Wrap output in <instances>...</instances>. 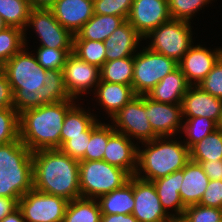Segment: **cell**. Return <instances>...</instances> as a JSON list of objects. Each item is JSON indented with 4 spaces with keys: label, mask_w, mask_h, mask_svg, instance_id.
Here are the masks:
<instances>
[{
    "label": "cell",
    "mask_w": 222,
    "mask_h": 222,
    "mask_svg": "<svg viewBox=\"0 0 222 222\" xmlns=\"http://www.w3.org/2000/svg\"><path fill=\"white\" fill-rule=\"evenodd\" d=\"M190 159L200 163L201 161H217L222 159V129L218 128L190 149Z\"/></svg>",
    "instance_id": "30"
},
{
    "label": "cell",
    "mask_w": 222,
    "mask_h": 222,
    "mask_svg": "<svg viewBox=\"0 0 222 222\" xmlns=\"http://www.w3.org/2000/svg\"><path fill=\"white\" fill-rule=\"evenodd\" d=\"M13 108V93L4 72L0 74V109Z\"/></svg>",
    "instance_id": "44"
},
{
    "label": "cell",
    "mask_w": 222,
    "mask_h": 222,
    "mask_svg": "<svg viewBox=\"0 0 222 222\" xmlns=\"http://www.w3.org/2000/svg\"><path fill=\"white\" fill-rule=\"evenodd\" d=\"M138 147L125 134L115 131L108 139L103 160L134 176L137 170Z\"/></svg>",
    "instance_id": "19"
},
{
    "label": "cell",
    "mask_w": 222,
    "mask_h": 222,
    "mask_svg": "<svg viewBox=\"0 0 222 222\" xmlns=\"http://www.w3.org/2000/svg\"><path fill=\"white\" fill-rule=\"evenodd\" d=\"M182 181L183 169L152 181L163 209L170 216L182 215L186 209L179 195ZM170 208L175 213H170Z\"/></svg>",
    "instance_id": "24"
},
{
    "label": "cell",
    "mask_w": 222,
    "mask_h": 222,
    "mask_svg": "<svg viewBox=\"0 0 222 222\" xmlns=\"http://www.w3.org/2000/svg\"><path fill=\"white\" fill-rule=\"evenodd\" d=\"M28 26L33 28L43 47L54 49H73L74 35L65 29L53 15L50 9L32 8L24 30V42L26 46V31Z\"/></svg>",
    "instance_id": "11"
},
{
    "label": "cell",
    "mask_w": 222,
    "mask_h": 222,
    "mask_svg": "<svg viewBox=\"0 0 222 222\" xmlns=\"http://www.w3.org/2000/svg\"><path fill=\"white\" fill-rule=\"evenodd\" d=\"M102 214H132L134 209L133 176L129 181L97 199Z\"/></svg>",
    "instance_id": "25"
},
{
    "label": "cell",
    "mask_w": 222,
    "mask_h": 222,
    "mask_svg": "<svg viewBox=\"0 0 222 222\" xmlns=\"http://www.w3.org/2000/svg\"><path fill=\"white\" fill-rule=\"evenodd\" d=\"M208 183L209 178L201 165L190 159L183 168V181L179 190L183 205L188 207L199 204Z\"/></svg>",
    "instance_id": "21"
},
{
    "label": "cell",
    "mask_w": 222,
    "mask_h": 222,
    "mask_svg": "<svg viewBox=\"0 0 222 222\" xmlns=\"http://www.w3.org/2000/svg\"><path fill=\"white\" fill-rule=\"evenodd\" d=\"M167 222H190L188 218L182 214V215H172L170 216L169 220Z\"/></svg>",
    "instance_id": "50"
},
{
    "label": "cell",
    "mask_w": 222,
    "mask_h": 222,
    "mask_svg": "<svg viewBox=\"0 0 222 222\" xmlns=\"http://www.w3.org/2000/svg\"><path fill=\"white\" fill-rule=\"evenodd\" d=\"M33 189L31 150L21 140L0 145V196L23 197Z\"/></svg>",
    "instance_id": "5"
},
{
    "label": "cell",
    "mask_w": 222,
    "mask_h": 222,
    "mask_svg": "<svg viewBox=\"0 0 222 222\" xmlns=\"http://www.w3.org/2000/svg\"><path fill=\"white\" fill-rule=\"evenodd\" d=\"M3 72V66L0 65V74Z\"/></svg>",
    "instance_id": "53"
},
{
    "label": "cell",
    "mask_w": 222,
    "mask_h": 222,
    "mask_svg": "<svg viewBox=\"0 0 222 222\" xmlns=\"http://www.w3.org/2000/svg\"><path fill=\"white\" fill-rule=\"evenodd\" d=\"M133 69L134 56L106 61L100 68V81L132 86Z\"/></svg>",
    "instance_id": "29"
},
{
    "label": "cell",
    "mask_w": 222,
    "mask_h": 222,
    "mask_svg": "<svg viewBox=\"0 0 222 222\" xmlns=\"http://www.w3.org/2000/svg\"><path fill=\"white\" fill-rule=\"evenodd\" d=\"M182 133L187 136L185 145L190 149L194 144L218 129L217 123L207 117L183 118Z\"/></svg>",
    "instance_id": "33"
},
{
    "label": "cell",
    "mask_w": 222,
    "mask_h": 222,
    "mask_svg": "<svg viewBox=\"0 0 222 222\" xmlns=\"http://www.w3.org/2000/svg\"><path fill=\"white\" fill-rule=\"evenodd\" d=\"M191 22L170 19L150 31L143 39L149 38L147 48L153 52L174 59L177 63L187 53L193 43Z\"/></svg>",
    "instance_id": "7"
},
{
    "label": "cell",
    "mask_w": 222,
    "mask_h": 222,
    "mask_svg": "<svg viewBox=\"0 0 222 222\" xmlns=\"http://www.w3.org/2000/svg\"><path fill=\"white\" fill-rule=\"evenodd\" d=\"M133 0H93L94 14L113 15L127 20Z\"/></svg>",
    "instance_id": "39"
},
{
    "label": "cell",
    "mask_w": 222,
    "mask_h": 222,
    "mask_svg": "<svg viewBox=\"0 0 222 222\" xmlns=\"http://www.w3.org/2000/svg\"><path fill=\"white\" fill-rule=\"evenodd\" d=\"M125 21L123 17L94 14L74 35L73 39L103 42Z\"/></svg>",
    "instance_id": "26"
},
{
    "label": "cell",
    "mask_w": 222,
    "mask_h": 222,
    "mask_svg": "<svg viewBox=\"0 0 222 222\" xmlns=\"http://www.w3.org/2000/svg\"><path fill=\"white\" fill-rule=\"evenodd\" d=\"M25 46L24 30L7 27L0 32V65L4 64Z\"/></svg>",
    "instance_id": "35"
},
{
    "label": "cell",
    "mask_w": 222,
    "mask_h": 222,
    "mask_svg": "<svg viewBox=\"0 0 222 222\" xmlns=\"http://www.w3.org/2000/svg\"><path fill=\"white\" fill-rule=\"evenodd\" d=\"M199 164L209 180H222V159L217 161H201Z\"/></svg>",
    "instance_id": "45"
},
{
    "label": "cell",
    "mask_w": 222,
    "mask_h": 222,
    "mask_svg": "<svg viewBox=\"0 0 222 222\" xmlns=\"http://www.w3.org/2000/svg\"><path fill=\"white\" fill-rule=\"evenodd\" d=\"M145 112L151 128L158 137H174L182 131L181 104L161 103L145 95Z\"/></svg>",
    "instance_id": "15"
},
{
    "label": "cell",
    "mask_w": 222,
    "mask_h": 222,
    "mask_svg": "<svg viewBox=\"0 0 222 222\" xmlns=\"http://www.w3.org/2000/svg\"><path fill=\"white\" fill-rule=\"evenodd\" d=\"M24 46L3 66L13 93V108L18 114L72 99L65 88L62 70H45Z\"/></svg>",
    "instance_id": "1"
},
{
    "label": "cell",
    "mask_w": 222,
    "mask_h": 222,
    "mask_svg": "<svg viewBox=\"0 0 222 222\" xmlns=\"http://www.w3.org/2000/svg\"><path fill=\"white\" fill-rule=\"evenodd\" d=\"M33 188L68 201L80 198L79 161L60 149L32 152Z\"/></svg>",
    "instance_id": "2"
},
{
    "label": "cell",
    "mask_w": 222,
    "mask_h": 222,
    "mask_svg": "<svg viewBox=\"0 0 222 222\" xmlns=\"http://www.w3.org/2000/svg\"><path fill=\"white\" fill-rule=\"evenodd\" d=\"M131 175L104 160L79 161V186L82 198L98 199L126 184Z\"/></svg>",
    "instance_id": "6"
},
{
    "label": "cell",
    "mask_w": 222,
    "mask_h": 222,
    "mask_svg": "<svg viewBox=\"0 0 222 222\" xmlns=\"http://www.w3.org/2000/svg\"><path fill=\"white\" fill-rule=\"evenodd\" d=\"M7 27H8L7 24L4 22L3 18L0 16V32L6 29Z\"/></svg>",
    "instance_id": "51"
},
{
    "label": "cell",
    "mask_w": 222,
    "mask_h": 222,
    "mask_svg": "<svg viewBox=\"0 0 222 222\" xmlns=\"http://www.w3.org/2000/svg\"><path fill=\"white\" fill-rule=\"evenodd\" d=\"M73 49H54L39 46L35 54L38 64L45 70H63L66 59Z\"/></svg>",
    "instance_id": "37"
},
{
    "label": "cell",
    "mask_w": 222,
    "mask_h": 222,
    "mask_svg": "<svg viewBox=\"0 0 222 222\" xmlns=\"http://www.w3.org/2000/svg\"><path fill=\"white\" fill-rule=\"evenodd\" d=\"M146 115L145 95H137L111 118V124L115 131L125 134L133 141V138L137 142L139 140V143L151 141L158 136Z\"/></svg>",
    "instance_id": "9"
},
{
    "label": "cell",
    "mask_w": 222,
    "mask_h": 222,
    "mask_svg": "<svg viewBox=\"0 0 222 222\" xmlns=\"http://www.w3.org/2000/svg\"><path fill=\"white\" fill-rule=\"evenodd\" d=\"M32 8L50 9L57 0H28Z\"/></svg>",
    "instance_id": "49"
},
{
    "label": "cell",
    "mask_w": 222,
    "mask_h": 222,
    "mask_svg": "<svg viewBox=\"0 0 222 222\" xmlns=\"http://www.w3.org/2000/svg\"><path fill=\"white\" fill-rule=\"evenodd\" d=\"M141 144L146 148L141 150L138 146L135 176L142 180L152 182L166 177L182 170L190 160L189 148L182 140H173V137H158Z\"/></svg>",
    "instance_id": "4"
},
{
    "label": "cell",
    "mask_w": 222,
    "mask_h": 222,
    "mask_svg": "<svg viewBox=\"0 0 222 222\" xmlns=\"http://www.w3.org/2000/svg\"><path fill=\"white\" fill-rule=\"evenodd\" d=\"M101 108L112 118L122 107L129 103L135 94L131 85L100 81L94 91Z\"/></svg>",
    "instance_id": "22"
},
{
    "label": "cell",
    "mask_w": 222,
    "mask_h": 222,
    "mask_svg": "<svg viewBox=\"0 0 222 222\" xmlns=\"http://www.w3.org/2000/svg\"><path fill=\"white\" fill-rule=\"evenodd\" d=\"M213 0H168L171 19L190 22L195 13Z\"/></svg>",
    "instance_id": "38"
},
{
    "label": "cell",
    "mask_w": 222,
    "mask_h": 222,
    "mask_svg": "<svg viewBox=\"0 0 222 222\" xmlns=\"http://www.w3.org/2000/svg\"><path fill=\"white\" fill-rule=\"evenodd\" d=\"M101 222H139L132 214H102Z\"/></svg>",
    "instance_id": "47"
},
{
    "label": "cell",
    "mask_w": 222,
    "mask_h": 222,
    "mask_svg": "<svg viewBox=\"0 0 222 222\" xmlns=\"http://www.w3.org/2000/svg\"><path fill=\"white\" fill-rule=\"evenodd\" d=\"M0 222H25L22 211L17 208L11 214L5 216Z\"/></svg>",
    "instance_id": "48"
},
{
    "label": "cell",
    "mask_w": 222,
    "mask_h": 222,
    "mask_svg": "<svg viewBox=\"0 0 222 222\" xmlns=\"http://www.w3.org/2000/svg\"><path fill=\"white\" fill-rule=\"evenodd\" d=\"M50 10L73 35L94 15L93 0H57Z\"/></svg>",
    "instance_id": "18"
},
{
    "label": "cell",
    "mask_w": 222,
    "mask_h": 222,
    "mask_svg": "<svg viewBox=\"0 0 222 222\" xmlns=\"http://www.w3.org/2000/svg\"><path fill=\"white\" fill-rule=\"evenodd\" d=\"M217 126H218V128L222 129V109H221V115H220L219 121L217 123Z\"/></svg>",
    "instance_id": "52"
},
{
    "label": "cell",
    "mask_w": 222,
    "mask_h": 222,
    "mask_svg": "<svg viewBox=\"0 0 222 222\" xmlns=\"http://www.w3.org/2000/svg\"><path fill=\"white\" fill-rule=\"evenodd\" d=\"M80 108L76 103L67 111L61 129V146L70 137L84 136V132L97 120L92 113Z\"/></svg>",
    "instance_id": "27"
},
{
    "label": "cell",
    "mask_w": 222,
    "mask_h": 222,
    "mask_svg": "<svg viewBox=\"0 0 222 222\" xmlns=\"http://www.w3.org/2000/svg\"><path fill=\"white\" fill-rule=\"evenodd\" d=\"M104 42L73 39V53L83 61L101 68L106 62Z\"/></svg>",
    "instance_id": "34"
},
{
    "label": "cell",
    "mask_w": 222,
    "mask_h": 222,
    "mask_svg": "<svg viewBox=\"0 0 222 222\" xmlns=\"http://www.w3.org/2000/svg\"><path fill=\"white\" fill-rule=\"evenodd\" d=\"M91 135V126L84 132V136L70 137L59 149L71 158L80 161L86 151Z\"/></svg>",
    "instance_id": "42"
},
{
    "label": "cell",
    "mask_w": 222,
    "mask_h": 222,
    "mask_svg": "<svg viewBox=\"0 0 222 222\" xmlns=\"http://www.w3.org/2000/svg\"><path fill=\"white\" fill-rule=\"evenodd\" d=\"M134 209L139 222H167L170 215L163 209L153 182L133 176Z\"/></svg>",
    "instance_id": "13"
},
{
    "label": "cell",
    "mask_w": 222,
    "mask_h": 222,
    "mask_svg": "<svg viewBox=\"0 0 222 222\" xmlns=\"http://www.w3.org/2000/svg\"><path fill=\"white\" fill-rule=\"evenodd\" d=\"M63 79L69 96L77 99L84 93L96 89L100 82V68L80 59L73 52L69 54L63 66Z\"/></svg>",
    "instance_id": "12"
},
{
    "label": "cell",
    "mask_w": 222,
    "mask_h": 222,
    "mask_svg": "<svg viewBox=\"0 0 222 222\" xmlns=\"http://www.w3.org/2000/svg\"><path fill=\"white\" fill-rule=\"evenodd\" d=\"M75 99L44 104L19 114L20 140L31 152L61 147V129Z\"/></svg>",
    "instance_id": "3"
},
{
    "label": "cell",
    "mask_w": 222,
    "mask_h": 222,
    "mask_svg": "<svg viewBox=\"0 0 222 222\" xmlns=\"http://www.w3.org/2000/svg\"><path fill=\"white\" fill-rule=\"evenodd\" d=\"M97 119L91 125V135L81 160H103L109 137L115 132L112 125L102 123Z\"/></svg>",
    "instance_id": "31"
},
{
    "label": "cell",
    "mask_w": 222,
    "mask_h": 222,
    "mask_svg": "<svg viewBox=\"0 0 222 222\" xmlns=\"http://www.w3.org/2000/svg\"><path fill=\"white\" fill-rule=\"evenodd\" d=\"M18 200L0 196V221L18 208Z\"/></svg>",
    "instance_id": "46"
},
{
    "label": "cell",
    "mask_w": 222,
    "mask_h": 222,
    "mask_svg": "<svg viewBox=\"0 0 222 222\" xmlns=\"http://www.w3.org/2000/svg\"><path fill=\"white\" fill-rule=\"evenodd\" d=\"M222 57V48L211 51L202 45H192L178 62V67L190 85H198Z\"/></svg>",
    "instance_id": "16"
},
{
    "label": "cell",
    "mask_w": 222,
    "mask_h": 222,
    "mask_svg": "<svg viewBox=\"0 0 222 222\" xmlns=\"http://www.w3.org/2000/svg\"><path fill=\"white\" fill-rule=\"evenodd\" d=\"M199 204L222 209V180H209L207 189Z\"/></svg>",
    "instance_id": "43"
},
{
    "label": "cell",
    "mask_w": 222,
    "mask_h": 222,
    "mask_svg": "<svg viewBox=\"0 0 222 222\" xmlns=\"http://www.w3.org/2000/svg\"><path fill=\"white\" fill-rule=\"evenodd\" d=\"M198 86L212 96L222 99V57Z\"/></svg>",
    "instance_id": "41"
},
{
    "label": "cell",
    "mask_w": 222,
    "mask_h": 222,
    "mask_svg": "<svg viewBox=\"0 0 222 222\" xmlns=\"http://www.w3.org/2000/svg\"><path fill=\"white\" fill-rule=\"evenodd\" d=\"M142 40L143 37L126 20L103 41L106 47V61L134 56Z\"/></svg>",
    "instance_id": "20"
},
{
    "label": "cell",
    "mask_w": 222,
    "mask_h": 222,
    "mask_svg": "<svg viewBox=\"0 0 222 222\" xmlns=\"http://www.w3.org/2000/svg\"><path fill=\"white\" fill-rule=\"evenodd\" d=\"M97 199L77 198L69 201L63 222H101Z\"/></svg>",
    "instance_id": "28"
},
{
    "label": "cell",
    "mask_w": 222,
    "mask_h": 222,
    "mask_svg": "<svg viewBox=\"0 0 222 222\" xmlns=\"http://www.w3.org/2000/svg\"><path fill=\"white\" fill-rule=\"evenodd\" d=\"M69 201L31 189L18 200L25 222H63Z\"/></svg>",
    "instance_id": "10"
},
{
    "label": "cell",
    "mask_w": 222,
    "mask_h": 222,
    "mask_svg": "<svg viewBox=\"0 0 222 222\" xmlns=\"http://www.w3.org/2000/svg\"><path fill=\"white\" fill-rule=\"evenodd\" d=\"M222 109V99L212 96L198 85H190L182 98V117H207L218 123Z\"/></svg>",
    "instance_id": "17"
},
{
    "label": "cell",
    "mask_w": 222,
    "mask_h": 222,
    "mask_svg": "<svg viewBox=\"0 0 222 222\" xmlns=\"http://www.w3.org/2000/svg\"><path fill=\"white\" fill-rule=\"evenodd\" d=\"M20 140L19 114L14 108L0 109V145Z\"/></svg>",
    "instance_id": "36"
},
{
    "label": "cell",
    "mask_w": 222,
    "mask_h": 222,
    "mask_svg": "<svg viewBox=\"0 0 222 222\" xmlns=\"http://www.w3.org/2000/svg\"><path fill=\"white\" fill-rule=\"evenodd\" d=\"M170 19L168 0H133L127 21L144 38Z\"/></svg>",
    "instance_id": "14"
},
{
    "label": "cell",
    "mask_w": 222,
    "mask_h": 222,
    "mask_svg": "<svg viewBox=\"0 0 222 222\" xmlns=\"http://www.w3.org/2000/svg\"><path fill=\"white\" fill-rule=\"evenodd\" d=\"M184 215L190 222H220L222 209L197 204L186 207Z\"/></svg>",
    "instance_id": "40"
},
{
    "label": "cell",
    "mask_w": 222,
    "mask_h": 222,
    "mask_svg": "<svg viewBox=\"0 0 222 222\" xmlns=\"http://www.w3.org/2000/svg\"><path fill=\"white\" fill-rule=\"evenodd\" d=\"M190 84L187 82L181 69L177 67L167 74L148 94V98L167 104H181L182 98Z\"/></svg>",
    "instance_id": "23"
},
{
    "label": "cell",
    "mask_w": 222,
    "mask_h": 222,
    "mask_svg": "<svg viewBox=\"0 0 222 222\" xmlns=\"http://www.w3.org/2000/svg\"><path fill=\"white\" fill-rule=\"evenodd\" d=\"M31 9L28 0H0V16L8 27L25 30Z\"/></svg>",
    "instance_id": "32"
},
{
    "label": "cell",
    "mask_w": 222,
    "mask_h": 222,
    "mask_svg": "<svg viewBox=\"0 0 222 222\" xmlns=\"http://www.w3.org/2000/svg\"><path fill=\"white\" fill-rule=\"evenodd\" d=\"M178 63L146 46L134 55L132 87L136 95H147Z\"/></svg>",
    "instance_id": "8"
}]
</instances>
